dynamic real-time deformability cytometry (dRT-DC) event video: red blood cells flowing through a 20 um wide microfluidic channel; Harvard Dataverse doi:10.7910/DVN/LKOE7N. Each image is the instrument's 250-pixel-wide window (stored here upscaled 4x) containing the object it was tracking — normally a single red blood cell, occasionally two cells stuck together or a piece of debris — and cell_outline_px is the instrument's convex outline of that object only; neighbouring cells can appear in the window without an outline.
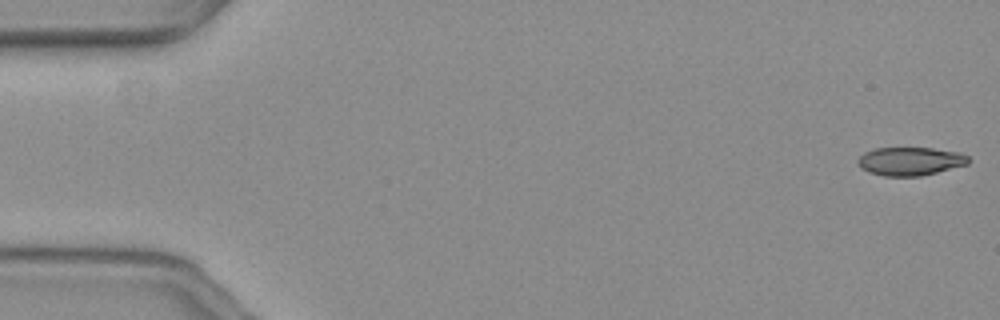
{"species": "common noctule bat (a hibernating species)", "species_latin": "Nyctalus noctula", "temperature_condition": "warm", "stored_images_in_passage": 10, "camera_frame_rate_fps": 3000, "um_per_image_px": 0.085, "animal": {"sex": "female", "body_mass_g": 19.3, "forearm_length_mm": 54.1}, "frame": {"image": 1, "passage_image": 1, "time_ms": 0.0, "image_size_px": [1000, 320], "cell_outline_px": [[968, 164], [920, 176], [884, 176], [868, 172], [860, 164], [860, 156], [864, 152], [876, 148], [932, 148], [960, 152], [968, 156]], "centroid_in_image_um": [77.4, 13.7], "position_along_channel_um": 7.6, "area_um2": 17.98}}